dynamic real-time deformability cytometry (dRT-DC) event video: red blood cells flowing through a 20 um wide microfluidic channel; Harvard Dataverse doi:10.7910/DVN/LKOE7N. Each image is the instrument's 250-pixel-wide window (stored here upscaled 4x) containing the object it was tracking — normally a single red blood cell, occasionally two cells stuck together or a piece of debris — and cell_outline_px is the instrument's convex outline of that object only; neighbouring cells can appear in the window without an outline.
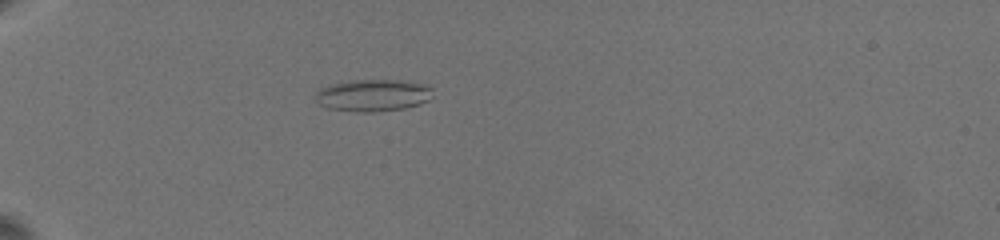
{"species": "common noctule bat (a hibernating species)", "species_latin": "Nyctalus noctula", "temperature_condition": "warm", "stored_images_in_passage": 32, "camera_frame_rate_fps": 3000, "um_per_image_px": 0.085, "animal": {"sex": "female", "body_mass_g": 19.5, "forearm_length_mm": 54.1}, "frame": {"image": 1, "passage_image": 31, "time_ms": 7.333, "image_size_px": [1000, 240], "cell_outline_px": [[432, 88], [428, 100], [420, 104], [404, 108], [372, 112], [356, 112], [328, 108], [320, 104], [316, 100], [316, 92], [320, 88], [328, 84], [352, 80], [400, 80], [424, 84]], "centroid_in_image_um": [31.66, 8.09], "position_along_channel_um": 53.3, "area_um2": 21.85}}